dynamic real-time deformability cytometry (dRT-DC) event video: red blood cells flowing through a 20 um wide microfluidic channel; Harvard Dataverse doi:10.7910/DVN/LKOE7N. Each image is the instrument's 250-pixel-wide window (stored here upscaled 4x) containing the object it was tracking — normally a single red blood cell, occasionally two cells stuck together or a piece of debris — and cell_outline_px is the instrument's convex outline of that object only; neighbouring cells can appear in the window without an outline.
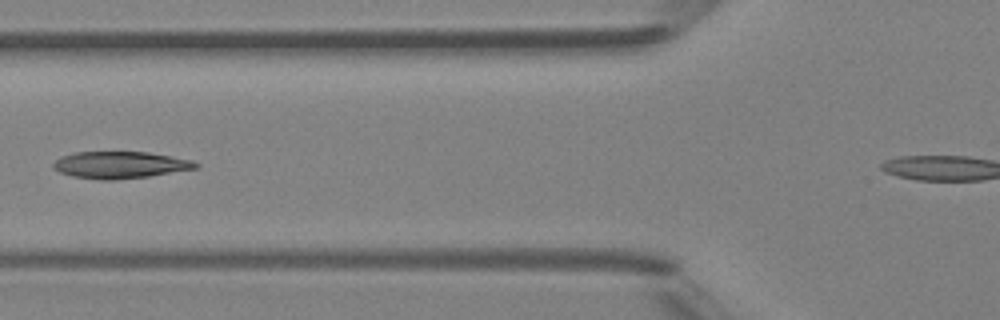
{"species": "Egyptian fruit bat (a non-hibernating species)", "species_latin": "Rousettus aegyptiacus", "temperature_condition": "room temperature", "stored_images_in_passage": 6, "camera_frame_rate_fps": 3000, "um_per_image_px": 0.085, "animal": {"sex": "female"}, "frame": {"image": 1, "passage_image": 5, "time_ms": 4.667, "image_size_px": [1000, 320], "cell_outline_px": [[200, 168], [148, 176], [116, 180], [100, 180], [72, 176], [60, 172], [52, 168], [52, 164], [60, 156], [72, 152], [148, 152], [172, 156], [192, 160], [200, 164]], "centroid_in_image_um": [10.21, 14.01], "position_along_channel_um": 115.6, "area_um2": 22.54}}
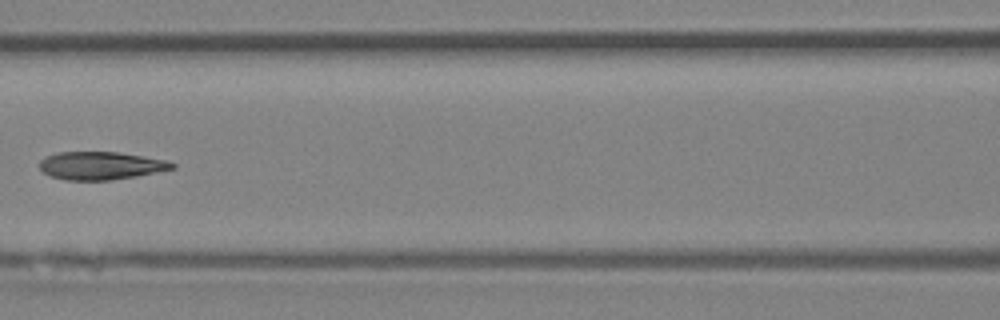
{"frame": {"image": 2, "passage_image": 6, "time_ms": 5.667, "image_size_px": [1000, 320], "cell_outline_px": [[176, 168], [136, 176], [112, 180], [64, 180], [52, 176], [44, 172], [40, 168], [40, 160], [44, 156], [60, 152], [116, 152], [164, 160], [176, 164]], "centroid_in_image_um": [8.54, 14.08], "position_along_channel_um": 158.1, "area_um2": 21.39}}